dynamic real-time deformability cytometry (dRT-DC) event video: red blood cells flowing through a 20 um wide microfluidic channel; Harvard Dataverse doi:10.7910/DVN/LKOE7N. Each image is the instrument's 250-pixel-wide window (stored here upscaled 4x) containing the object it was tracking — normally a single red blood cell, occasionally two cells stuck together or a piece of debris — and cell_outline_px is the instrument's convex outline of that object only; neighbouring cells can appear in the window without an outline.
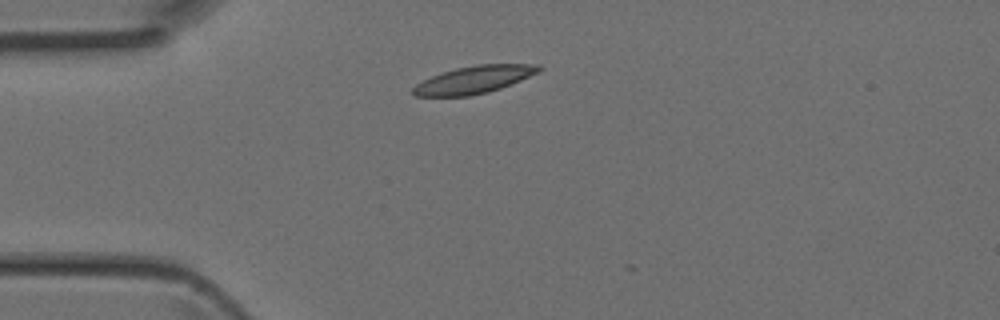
{"species": "Egyptian fruit bat (a non-hibernating species)", "species_latin": "Rousettus aegyptiacus", "temperature_condition": "room temperature", "stored_images_in_passage": 2, "camera_frame_rate_fps": 3000, "um_per_image_px": 0.085, "animal": {"sex": "female"}, "frame": {"image": 1, "passage_image": 1, "time_ms": 0.0, "image_size_px": [1000, 320], "cell_outline_px": [[544, 68], [540, 72], [500, 88], [488, 92], [468, 96], [412, 96], [412, 88], [416, 84], [432, 76], [456, 68], [476, 64], [540, 64]], "centroid_in_image_um": [40.31, 6.77], "position_along_channel_um": 44.7, "area_um2": 20.11}}